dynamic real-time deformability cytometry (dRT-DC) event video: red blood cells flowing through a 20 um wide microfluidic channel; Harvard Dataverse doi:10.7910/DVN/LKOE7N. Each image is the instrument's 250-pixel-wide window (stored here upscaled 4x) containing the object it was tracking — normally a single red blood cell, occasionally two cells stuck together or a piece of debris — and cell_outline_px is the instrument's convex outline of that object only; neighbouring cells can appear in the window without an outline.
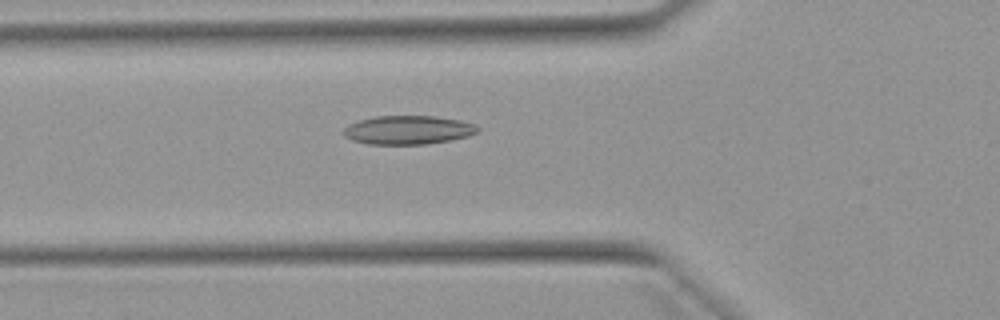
{"species": "Egyptian fruit bat (a non-hibernating species)", "species_latin": "Rousettus aegyptiacus", "temperature_condition": "warm", "stored_images_in_passage": 28, "camera_frame_rate_fps": 3000, "um_per_image_px": 0.085, "animal": {"sex": "female"}, "frame": {"image": 1, "passage_image": 6, "time_ms": 1.667, "image_size_px": [1000, 320], "cell_outline_px": [[480, 128], [476, 132], [468, 136], [428, 144], [368, 144], [352, 140], [344, 136], [340, 132], [348, 124], [360, 120], [376, 116], [436, 116], [460, 120], [476, 124]], "centroid_in_image_um": [34.66, 11.04], "position_along_channel_um": 91.1, "area_um2": 22.54}}
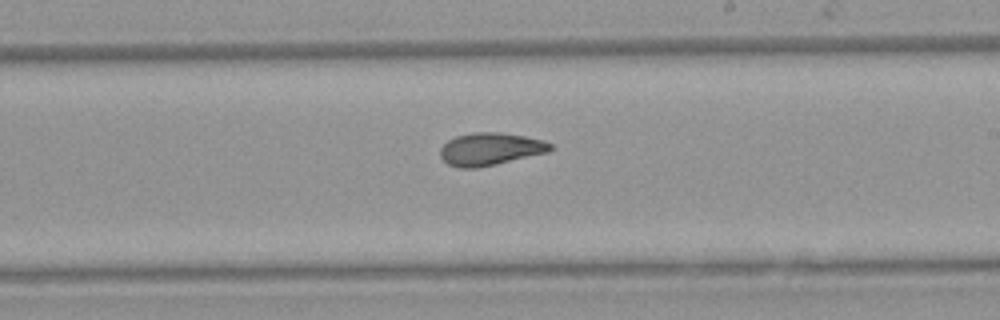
{"frame": {"image": 2, "passage_image": 18, "time_ms": 5.667, "image_size_px": [1000, 320], "cell_outline_px": [[552, 148], [548, 152], [496, 164], [476, 168], [460, 168], [448, 164], [440, 156], [440, 148], [448, 140], [456, 136], [472, 132], [496, 132], [524, 136], [544, 140], [552, 144]], "centroid_in_image_um": [41.66, 12.66], "position_along_channel_um": 247.3, "area_um2": 20.81}}
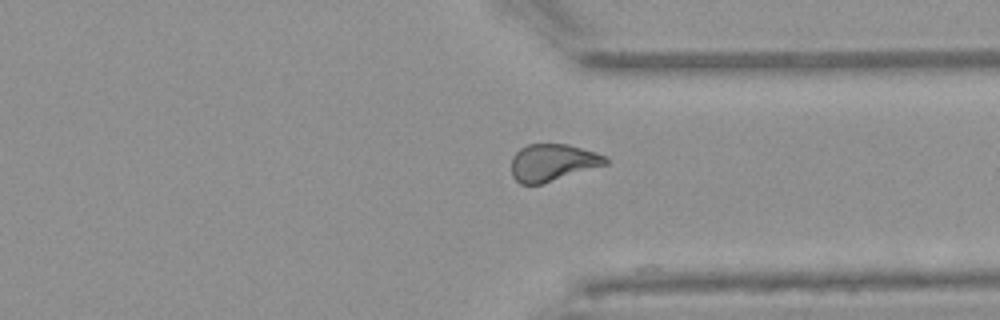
{"frame": {"image": 3, "passage_image": 27, "time_ms": 8.667, "image_size_px": [1000, 320], "cell_outline_px": [[608, 164], [540, 184], [520, 184], [512, 176], [512, 156], [520, 148], [528, 144], [568, 144], [596, 152], [608, 156]], "centroid_in_image_um": [46.98, 13.8], "position_along_channel_um": 364.4, "area_um2": 20.35}, "authors_computed_cell_mechanics": {"area_um2": 20.7791, "velocity_mm_per_s": 3.9041, "shape_relaxation_time_tau1_ms": null, "shape_relaxation_time_tau2_ms": 2.8968, "deformation_change_tau1": null, "deformation_change_tau2": 0.0964}}